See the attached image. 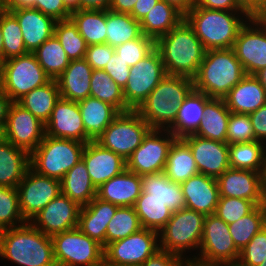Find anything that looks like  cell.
Instances as JSON below:
<instances>
[{
  "instance_id": "cell-73",
  "label": "cell",
  "mask_w": 266,
  "mask_h": 266,
  "mask_svg": "<svg viewBox=\"0 0 266 266\" xmlns=\"http://www.w3.org/2000/svg\"><path fill=\"white\" fill-rule=\"evenodd\" d=\"M4 1L0 0V14L4 11Z\"/></svg>"
},
{
  "instance_id": "cell-26",
  "label": "cell",
  "mask_w": 266,
  "mask_h": 266,
  "mask_svg": "<svg viewBox=\"0 0 266 266\" xmlns=\"http://www.w3.org/2000/svg\"><path fill=\"white\" fill-rule=\"evenodd\" d=\"M118 207L96 196L88 205L81 207L78 228L105 247L107 225Z\"/></svg>"
},
{
  "instance_id": "cell-65",
  "label": "cell",
  "mask_w": 266,
  "mask_h": 266,
  "mask_svg": "<svg viewBox=\"0 0 266 266\" xmlns=\"http://www.w3.org/2000/svg\"><path fill=\"white\" fill-rule=\"evenodd\" d=\"M174 5L184 15L195 5L196 0H164Z\"/></svg>"
},
{
  "instance_id": "cell-49",
  "label": "cell",
  "mask_w": 266,
  "mask_h": 266,
  "mask_svg": "<svg viewBox=\"0 0 266 266\" xmlns=\"http://www.w3.org/2000/svg\"><path fill=\"white\" fill-rule=\"evenodd\" d=\"M256 207L257 205L248 199L220 197L214 214L227 224H230L246 216Z\"/></svg>"
},
{
  "instance_id": "cell-67",
  "label": "cell",
  "mask_w": 266,
  "mask_h": 266,
  "mask_svg": "<svg viewBox=\"0 0 266 266\" xmlns=\"http://www.w3.org/2000/svg\"><path fill=\"white\" fill-rule=\"evenodd\" d=\"M182 266H225V265H221V264H213V263H204V262H201L197 259H190V258H185L183 263H182Z\"/></svg>"
},
{
  "instance_id": "cell-5",
  "label": "cell",
  "mask_w": 266,
  "mask_h": 266,
  "mask_svg": "<svg viewBox=\"0 0 266 266\" xmlns=\"http://www.w3.org/2000/svg\"><path fill=\"white\" fill-rule=\"evenodd\" d=\"M245 75L232 48L207 50L193 78L194 90L223 99Z\"/></svg>"
},
{
  "instance_id": "cell-70",
  "label": "cell",
  "mask_w": 266,
  "mask_h": 266,
  "mask_svg": "<svg viewBox=\"0 0 266 266\" xmlns=\"http://www.w3.org/2000/svg\"><path fill=\"white\" fill-rule=\"evenodd\" d=\"M261 207L264 211H266V176H263Z\"/></svg>"
},
{
  "instance_id": "cell-53",
  "label": "cell",
  "mask_w": 266,
  "mask_h": 266,
  "mask_svg": "<svg viewBox=\"0 0 266 266\" xmlns=\"http://www.w3.org/2000/svg\"><path fill=\"white\" fill-rule=\"evenodd\" d=\"M114 53L115 48L106 43L89 45L84 59L93 70L103 69Z\"/></svg>"
},
{
  "instance_id": "cell-50",
  "label": "cell",
  "mask_w": 266,
  "mask_h": 266,
  "mask_svg": "<svg viewBox=\"0 0 266 266\" xmlns=\"http://www.w3.org/2000/svg\"><path fill=\"white\" fill-rule=\"evenodd\" d=\"M155 48V41L150 37L141 35L137 39L130 40L115 47V53L132 67L142 60Z\"/></svg>"
},
{
  "instance_id": "cell-60",
  "label": "cell",
  "mask_w": 266,
  "mask_h": 266,
  "mask_svg": "<svg viewBox=\"0 0 266 266\" xmlns=\"http://www.w3.org/2000/svg\"><path fill=\"white\" fill-rule=\"evenodd\" d=\"M249 20L254 22L257 25L266 27V0H263L249 14Z\"/></svg>"
},
{
  "instance_id": "cell-23",
  "label": "cell",
  "mask_w": 266,
  "mask_h": 266,
  "mask_svg": "<svg viewBox=\"0 0 266 266\" xmlns=\"http://www.w3.org/2000/svg\"><path fill=\"white\" fill-rule=\"evenodd\" d=\"M185 208L205 216L215 213L220 194L215 178L198 173L181 183Z\"/></svg>"
},
{
  "instance_id": "cell-63",
  "label": "cell",
  "mask_w": 266,
  "mask_h": 266,
  "mask_svg": "<svg viewBox=\"0 0 266 266\" xmlns=\"http://www.w3.org/2000/svg\"><path fill=\"white\" fill-rule=\"evenodd\" d=\"M111 0H80V9L108 10Z\"/></svg>"
},
{
  "instance_id": "cell-62",
  "label": "cell",
  "mask_w": 266,
  "mask_h": 266,
  "mask_svg": "<svg viewBox=\"0 0 266 266\" xmlns=\"http://www.w3.org/2000/svg\"><path fill=\"white\" fill-rule=\"evenodd\" d=\"M11 103L12 101L10 98L0 89V127L3 129L6 124L8 109Z\"/></svg>"
},
{
  "instance_id": "cell-64",
  "label": "cell",
  "mask_w": 266,
  "mask_h": 266,
  "mask_svg": "<svg viewBox=\"0 0 266 266\" xmlns=\"http://www.w3.org/2000/svg\"><path fill=\"white\" fill-rule=\"evenodd\" d=\"M5 9L33 7L34 0H3Z\"/></svg>"
},
{
  "instance_id": "cell-30",
  "label": "cell",
  "mask_w": 266,
  "mask_h": 266,
  "mask_svg": "<svg viewBox=\"0 0 266 266\" xmlns=\"http://www.w3.org/2000/svg\"><path fill=\"white\" fill-rule=\"evenodd\" d=\"M30 167V154L9 141L0 142V186L16 188Z\"/></svg>"
},
{
  "instance_id": "cell-10",
  "label": "cell",
  "mask_w": 266,
  "mask_h": 266,
  "mask_svg": "<svg viewBox=\"0 0 266 266\" xmlns=\"http://www.w3.org/2000/svg\"><path fill=\"white\" fill-rule=\"evenodd\" d=\"M150 129L149 124L136 110L120 112L96 142L126 161L141 145Z\"/></svg>"
},
{
  "instance_id": "cell-22",
  "label": "cell",
  "mask_w": 266,
  "mask_h": 266,
  "mask_svg": "<svg viewBox=\"0 0 266 266\" xmlns=\"http://www.w3.org/2000/svg\"><path fill=\"white\" fill-rule=\"evenodd\" d=\"M220 197H237L253 201L257 206L262 202V173L229 167L217 179Z\"/></svg>"
},
{
  "instance_id": "cell-14",
  "label": "cell",
  "mask_w": 266,
  "mask_h": 266,
  "mask_svg": "<svg viewBox=\"0 0 266 266\" xmlns=\"http://www.w3.org/2000/svg\"><path fill=\"white\" fill-rule=\"evenodd\" d=\"M129 73L123 96L126 105L131 110H137L166 75L159 51L154 48L142 60L130 67Z\"/></svg>"
},
{
  "instance_id": "cell-9",
  "label": "cell",
  "mask_w": 266,
  "mask_h": 266,
  "mask_svg": "<svg viewBox=\"0 0 266 266\" xmlns=\"http://www.w3.org/2000/svg\"><path fill=\"white\" fill-rule=\"evenodd\" d=\"M57 266H101L104 247L78 227L51 237Z\"/></svg>"
},
{
  "instance_id": "cell-33",
  "label": "cell",
  "mask_w": 266,
  "mask_h": 266,
  "mask_svg": "<svg viewBox=\"0 0 266 266\" xmlns=\"http://www.w3.org/2000/svg\"><path fill=\"white\" fill-rule=\"evenodd\" d=\"M141 180L142 192L147 193L148 198L162 201L173 212L185 208L181 185L172 182L164 172L142 175Z\"/></svg>"
},
{
  "instance_id": "cell-15",
  "label": "cell",
  "mask_w": 266,
  "mask_h": 266,
  "mask_svg": "<svg viewBox=\"0 0 266 266\" xmlns=\"http://www.w3.org/2000/svg\"><path fill=\"white\" fill-rule=\"evenodd\" d=\"M16 188L22 216L30 222L51 200L61 194V181L39 174L29 167Z\"/></svg>"
},
{
  "instance_id": "cell-20",
  "label": "cell",
  "mask_w": 266,
  "mask_h": 266,
  "mask_svg": "<svg viewBox=\"0 0 266 266\" xmlns=\"http://www.w3.org/2000/svg\"><path fill=\"white\" fill-rule=\"evenodd\" d=\"M46 135L88 143L78 102L60 97L45 124Z\"/></svg>"
},
{
  "instance_id": "cell-27",
  "label": "cell",
  "mask_w": 266,
  "mask_h": 266,
  "mask_svg": "<svg viewBox=\"0 0 266 266\" xmlns=\"http://www.w3.org/2000/svg\"><path fill=\"white\" fill-rule=\"evenodd\" d=\"M223 99L232 113L250 114L266 104V93L254 75L246 74Z\"/></svg>"
},
{
  "instance_id": "cell-58",
  "label": "cell",
  "mask_w": 266,
  "mask_h": 266,
  "mask_svg": "<svg viewBox=\"0 0 266 266\" xmlns=\"http://www.w3.org/2000/svg\"><path fill=\"white\" fill-rule=\"evenodd\" d=\"M195 4L211 10L245 11L239 0H196Z\"/></svg>"
},
{
  "instance_id": "cell-1",
  "label": "cell",
  "mask_w": 266,
  "mask_h": 266,
  "mask_svg": "<svg viewBox=\"0 0 266 266\" xmlns=\"http://www.w3.org/2000/svg\"><path fill=\"white\" fill-rule=\"evenodd\" d=\"M167 75L194 78L205 55V48L194 29L183 19L155 41Z\"/></svg>"
},
{
  "instance_id": "cell-38",
  "label": "cell",
  "mask_w": 266,
  "mask_h": 266,
  "mask_svg": "<svg viewBox=\"0 0 266 266\" xmlns=\"http://www.w3.org/2000/svg\"><path fill=\"white\" fill-rule=\"evenodd\" d=\"M87 46L106 43V10L80 9L70 14Z\"/></svg>"
},
{
  "instance_id": "cell-19",
  "label": "cell",
  "mask_w": 266,
  "mask_h": 266,
  "mask_svg": "<svg viewBox=\"0 0 266 266\" xmlns=\"http://www.w3.org/2000/svg\"><path fill=\"white\" fill-rule=\"evenodd\" d=\"M182 139L189 145L199 173L217 179L230 167L227 143L194 134Z\"/></svg>"
},
{
  "instance_id": "cell-17",
  "label": "cell",
  "mask_w": 266,
  "mask_h": 266,
  "mask_svg": "<svg viewBox=\"0 0 266 266\" xmlns=\"http://www.w3.org/2000/svg\"><path fill=\"white\" fill-rule=\"evenodd\" d=\"M81 206L63 193L51 200L30 223L47 236L78 227Z\"/></svg>"
},
{
  "instance_id": "cell-48",
  "label": "cell",
  "mask_w": 266,
  "mask_h": 266,
  "mask_svg": "<svg viewBox=\"0 0 266 266\" xmlns=\"http://www.w3.org/2000/svg\"><path fill=\"white\" fill-rule=\"evenodd\" d=\"M25 223L27 221L20 210L17 188L0 186V230L18 227Z\"/></svg>"
},
{
  "instance_id": "cell-41",
  "label": "cell",
  "mask_w": 266,
  "mask_h": 266,
  "mask_svg": "<svg viewBox=\"0 0 266 266\" xmlns=\"http://www.w3.org/2000/svg\"><path fill=\"white\" fill-rule=\"evenodd\" d=\"M231 168L252 170L258 173L264 168V142L255 140L228 145Z\"/></svg>"
},
{
  "instance_id": "cell-59",
  "label": "cell",
  "mask_w": 266,
  "mask_h": 266,
  "mask_svg": "<svg viewBox=\"0 0 266 266\" xmlns=\"http://www.w3.org/2000/svg\"><path fill=\"white\" fill-rule=\"evenodd\" d=\"M159 0H137L130 15L140 22Z\"/></svg>"
},
{
  "instance_id": "cell-8",
  "label": "cell",
  "mask_w": 266,
  "mask_h": 266,
  "mask_svg": "<svg viewBox=\"0 0 266 266\" xmlns=\"http://www.w3.org/2000/svg\"><path fill=\"white\" fill-rule=\"evenodd\" d=\"M204 219V214L187 208L174 211L159 232L160 249L186 258L184 252L200 247Z\"/></svg>"
},
{
  "instance_id": "cell-57",
  "label": "cell",
  "mask_w": 266,
  "mask_h": 266,
  "mask_svg": "<svg viewBox=\"0 0 266 266\" xmlns=\"http://www.w3.org/2000/svg\"><path fill=\"white\" fill-rule=\"evenodd\" d=\"M255 139L266 142V104L249 114Z\"/></svg>"
},
{
  "instance_id": "cell-68",
  "label": "cell",
  "mask_w": 266,
  "mask_h": 266,
  "mask_svg": "<svg viewBox=\"0 0 266 266\" xmlns=\"http://www.w3.org/2000/svg\"><path fill=\"white\" fill-rule=\"evenodd\" d=\"M254 76L258 79L259 83L261 84L266 93V67L257 71Z\"/></svg>"
},
{
  "instance_id": "cell-21",
  "label": "cell",
  "mask_w": 266,
  "mask_h": 266,
  "mask_svg": "<svg viewBox=\"0 0 266 266\" xmlns=\"http://www.w3.org/2000/svg\"><path fill=\"white\" fill-rule=\"evenodd\" d=\"M82 159L97 189L126 169V161L120 155L102 147L96 141L86 143Z\"/></svg>"
},
{
  "instance_id": "cell-61",
  "label": "cell",
  "mask_w": 266,
  "mask_h": 266,
  "mask_svg": "<svg viewBox=\"0 0 266 266\" xmlns=\"http://www.w3.org/2000/svg\"><path fill=\"white\" fill-rule=\"evenodd\" d=\"M137 0H111L109 10L130 14Z\"/></svg>"
},
{
  "instance_id": "cell-32",
  "label": "cell",
  "mask_w": 266,
  "mask_h": 266,
  "mask_svg": "<svg viewBox=\"0 0 266 266\" xmlns=\"http://www.w3.org/2000/svg\"><path fill=\"white\" fill-rule=\"evenodd\" d=\"M230 113L224 99L210 98L205 103L203 119L194 135L227 143V125Z\"/></svg>"
},
{
  "instance_id": "cell-76",
  "label": "cell",
  "mask_w": 266,
  "mask_h": 266,
  "mask_svg": "<svg viewBox=\"0 0 266 266\" xmlns=\"http://www.w3.org/2000/svg\"><path fill=\"white\" fill-rule=\"evenodd\" d=\"M258 266H266V258L264 259V261H262V263Z\"/></svg>"
},
{
  "instance_id": "cell-54",
  "label": "cell",
  "mask_w": 266,
  "mask_h": 266,
  "mask_svg": "<svg viewBox=\"0 0 266 266\" xmlns=\"http://www.w3.org/2000/svg\"><path fill=\"white\" fill-rule=\"evenodd\" d=\"M33 8L55 21L70 19L71 12L66 8L63 0H34Z\"/></svg>"
},
{
  "instance_id": "cell-69",
  "label": "cell",
  "mask_w": 266,
  "mask_h": 266,
  "mask_svg": "<svg viewBox=\"0 0 266 266\" xmlns=\"http://www.w3.org/2000/svg\"><path fill=\"white\" fill-rule=\"evenodd\" d=\"M66 8L72 13L80 10V0H63Z\"/></svg>"
},
{
  "instance_id": "cell-35",
  "label": "cell",
  "mask_w": 266,
  "mask_h": 266,
  "mask_svg": "<svg viewBox=\"0 0 266 266\" xmlns=\"http://www.w3.org/2000/svg\"><path fill=\"white\" fill-rule=\"evenodd\" d=\"M60 181L61 193L81 207L88 205L97 196V188L91 181L83 159L70 169Z\"/></svg>"
},
{
  "instance_id": "cell-12",
  "label": "cell",
  "mask_w": 266,
  "mask_h": 266,
  "mask_svg": "<svg viewBox=\"0 0 266 266\" xmlns=\"http://www.w3.org/2000/svg\"><path fill=\"white\" fill-rule=\"evenodd\" d=\"M159 233L146 228L104 247L107 266H140L160 249Z\"/></svg>"
},
{
  "instance_id": "cell-3",
  "label": "cell",
  "mask_w": 266,
  "mask_h": 266,
  "mask_svg": "<svg viewBox=\"0 0 266 266\" xmlns=\"http://www.w3.org/2000/svg\"><path fill=\"white\" fill-rule=\"evenodd\" d=\"M239 14L245 18H240ZM184 19L207 51L233 48L240 28L249 22V14L246 11L211 10L195 4Z\"/></svg>"
},
{
  "instance_id": "cell-31",
  "label": "cell",
  "mask_w": 266,
  "mask_h": 266,
  "mask_svg": "<svg viewBox=\"0 0 266 266\" xmlns=\"http://www.w3.org/2000/svg\"><path fill=\"white\" fill-rule=\"evenodd\" d=\"M184 19V14L174 5L159 0L140 21L142 34L154 41L176 27Z\"/></svg>"
},
{
  "instance_id": "cell-34",
  "label": "cell",
  "mask_w": 266,
  "mask_h": 266,
  "mask_svg": "<svg viewBox=\"0 0 266 266\" xmlns=\"http://www.w3.org/2000/svg\"><path fill=\"white\" fill-rule=\"evenodd\" d=\"M210 98L204 93L192 90L178 109L175 124L169 129L177 138L194 134L204 116L205 103Z\"/></svg>"
},
{
  "instance_id": "cell-13",
  "label": "cell",
  "mask_w": 266,
  "mask_h": 266,
  "mask_svg": "<svg viewBox=\"0 0 266 266\" xmlns=\"http://www.w3.org/2000/svg\"><path fill=\"white\" fill-rule=\"evenodd\" d=\"M176 138L170 130L150 129L126 160V169L140 176L164 172L169 148Z\"/></svg>"
},
{
  "instance_id": "cell-39",
  "label": "cell",
  "mask_w": 266,
  "mask_h": 266,
  "mask_svg": "<svg viewBox=\"0 0 266 266\" xmlns=\"http://www.w3.org/2000/svg\"><path fill=\"white\" fill-rule=\"evenodd\" d=\"M106 44L116 47L142 35L140 22L130 14L106 10Z\"/></svg>"
},
{
  "instance_id": "cell-36",
  "label": "cell",
  "mask_w": 266,
  "mask_h": 266,
  "mask_svg": "<svg viewBox=\"0 0 266 266\" xmlns=\"http://www.w3.org/2000/svg\"><path fill=\"white\" fill-rule=\"evenodd\" d=\"M164 173L178 184L199 173L191 149L182 138H176L170 146Z\"/></svg>"
},
{
  "instance_id": "cell-46",
  "label": "cell",
  "mask_w": 266,
  "mask_h": 266,
  "mask_svg": "<svg viewBox=\"0 0 266 266\" xmlns=\"http://www.w3.org/2000/svg\"><path fill=\"white\" fill-rule=\"evenodd\" d=\"M142 228L139 217L131 206H120L106 229V245L139 231Z\"/></svg>"
},
{
  "instance_id": "cell-74",
  "label": "cell",
  "mask_w": 266,
  "mask_h": 266,
  "mask_svg": "<svg viewBox=\"0 0 266 266\" xmlns=\"http://www.w3.org/2000/svg\"><path fill=\"white\" fill-rule=\"evenodd\" d=\"M4 139V131L3 128L0 127V142Z\"/></svg>"
},
{
  "instance_id": "cell-2",
  "label": "cell",
  "mask_w": 266,
  "mask_h": 266,
  "mask_svg": "<svg viewBox=\"0 0 266 266\" xmlns=\"http://www.w3.org/2000/svg\"><path fill=\"white\" fill-rule=\"evenodd\" d=\"M0 257L20 266H57L51 237L30 222L0 230Z\"/></svg>"
},
{
  "instance_id": "cell-11",
  "label": "cell",
  "mask_w": 266,
  "mask_h": 266,
  "mask_svg": "<svg viewBox=\"0 0 266 266\" xmlns=\"http://www.w3.org/2000/svg\"><path fill=\"white\" fill-rule=\"evenodd\" d=\"M199 250V257H192L204 263L235 266L240 256L229 225L215 214L205 216Z\"/></svg>"
},
{
  "instance_id": "cell-66",
  "label": "cell",
  "mask_w": 266,
  "mask_h": 266,
  "mask_svg": "<svg viewBox=\"0 0 266 266\" xmlns=\"http://www.w3.org/2000/svg\"><path fill=\"white\" fill-rule=\"evenodd\" d=\"M263 0H239L243 9L250 14Z\"/></svg>"
},
{
  "instance_id": "cell-75",
  "label": "cell",
  "mask_w": 266,
  "mask_h": 266,
  "mask_svg": "<svg viewBox=\"0 0 266 266\" xmlns=\"http://www.w3.org/2000/svg\"><path fill=\"white\" fill-rule=\"evenodd\" d=\"M2 66H3V60L0 58V80L2 76Z\"/></svg>"
},
{
  "instance_id": "cell-6",
  "label": "cell",
  "mask_w": 266,
  "mask_h": 266,
  "mask_svg": "<svg viewBox=\"0 0 266 266\" xmlns=\"http://www.w3.org/2000/svg\"><path fill=\"white\" fill-rule=\"evenodd\" d=\"M86 143L45 135L30 154V167L37 173L61 180L81 159Z\"/></svg>"
},
{
  "instance_id": "cell-52",
  "label": "cell",
  "mask_w": 266,
  "mask_h": 266,
  "mask_svg": "<svg viewBox=\"0 0 266 266\" xmlns=\"http://www.w3.org/2000/svg\"><path fill=\"white\" fill-rule=\"evenodd\" d=\"M266 258V226L263 227L250 242L240 251L235 266H258Z\"/></svg>"
},
{
  "instance_id": "cell-44",
  "label": "cell",
  "mask_w": 266,
  "mask_h": 266,
  "mask_svg": "<svg viewBox=\"0 0 266 266\" xmlns=\"http://www.w3.org/2000/svg\"><path fill=\"white\" fill-rule=\"evenodd\" d=\"M228 225L234 244L241 251L254 235L266 226V213L261 205H258L252 212Z\"/></svg>"
},
{
  "instance_id": "cell-56",
  "label": "cell",
  "mask_w": 266,
  "mask_h": 266,
  "mask_svg": "<svg viewBox=\"0 0 266 266\" xmlns=\"http://www.w3.org/2000/svg\"><path fill=\"white\" fill-rule=\"evenodd\" d=\"M184 258L159 249L140 266H182Z\"/></svg>"
},
{
  "instance_id": "cell-71",
  "label": "cell",
  "mask_w": 266,
  "mask_h": 266,
  "mask_svg": "<svg viewBox=\"0 0 266 266\" xmlns=\"http://www.w3.org/2000/svg\"><path fill=\"white\" fill-rule=\"evenodd\" d=\"M264 168H263V172H262V176H266V143H264Z\"/></svg>"
},
{
  "instance_id": "cell-43",
  "label": "cell",
  "mask_w": 266,
  "mask_h": 266,
  "mask_svg": "<svg viewBox=\"0 0 266 266\" xmlns=\"http://www.w3.org/2000/svg\"><path fill=\"white\" fill-rule=\"evenodd\" d=\"M90 97L107 102L120 112L131 110L124 100L123 89L103 69L92 71Z\"/></svg>"
},
{
  "instance_id": "cell-47",
  "label": "cell",
  "mask_w": 266,
  "mask_h": 266,
  "mask_svg": "<svg viewBox=\"0 0 266 266\" xmlns=\"http://www.w3.org/2000/svg\"><path fill=\"white\" fill-rule=\"evenodd\" d=\"M54 35L58 38L70 61L85 57L87 44L71 19L56 21Z\"/></svg>"
},
{
  "instance_id": "cell-7",
  "label": "cell",
  "mask_w": 266,
  "mask_h": 266,
  "mask_svg": "<svg viewBox=\"0 0 266 266\" xmlns=\"http://www.w3.org/2000/svg\"><path fill=\"white\" fill-rule=\"evenodd\" d=\"M50 80L35 55L29 52L3 61L0 89L12 102H17L25 94Z\"/></svg>"
},
{
  "instance_id": "cell-72",
  "label": "cell",
  "mask_w": 266,
  "mask_h": 266,
  "mask_svg": "<svg viewBox=\"0 0 266 266\" xmlns=\"http://www.w3.org/2000/svg\"><path fill=\"white\" fill-rule=\"evenodd\" d=\"M2 50H3V37H2V32L0 29V58L2 59Z\"/></svg>"
},
{
  "instance_id": "cell-40",
  "label": "cell",
  "mask_w": 266,
  "mask_h": 266,
  "mask_svg": "<svg viewBox=\"0 0 266 266\" xmlns=\"http://www.w3.org/2000/svg\"><path fill=\"white\" fill-rule=\"evenodd\" d=\"M142 228L160 232L169 221L173 211L158 199L148 198V194L141 192L134 204Z\"/></svg>"
},
{
  "instance_id": "cell-55",
  "label": "cell",
  "mask_w": 266,
  "mask_h": 266,
  "mask_svg": "<svg viewBox=\"0 0 266 266\" xmlns=\"http://www.w3.org/2000/svg\"><path fill=\"white\" fill-rule=\"evenodd\" d=\"M103 70L108 73L112 80L124 89L130 75V66L127 62H124L119 55L114 53Z\"/></svg>"
},
{
  "instance_id": "cell-25",
  "label": "cell",
  "mask_w": 266,
  "mask_h": 266,
  "mask_svg": "<svg viewBox=\"0 0 266 266\" xmlns=\"http://www.w3.org/2000/svg\"><path fill=\"white\" fill-rule=\"evenodd\" d=\"M141 192V176L125 169L121 174L103 183L97 189V197L119 207H133Z\"/></svg>"
},
{
  "instance_id": "cell-37",
  "label": "cell",
  "mask_w": 266,
  "mask_h": 266,
  "mask_svg": "<svg viewBox=\"0 0 266 266\" xmlns=\"http://www.w3.org/2000/svg\"><path fill=\"white\" fill-rule=\"evenodd\" d=\"M60 98L57 81L51 79L45 85L35 88L20 98L17 103L30 111L44 124L50 119L56 101Z\"/></svg>"
},
{
  "instance_id": "cell-4",
  "label": "cell",
  "mask_w": 266,
  "mask_h": 266,
  "mask_svg": "<svg viewBox=\"0 0 266 266\" xmlns=\"http://www.w3.org/2000/svg\"><path fill=\"white\" fill-rule=\"evenodd\" d=\"M193 89L192 78L166 74L136 111L151 129L169 130L181 103Z\"/></svg>"
},
{
  "instance_id": "cell-16",
  "label": "cell",
  "mask_w": 266,
  "mask_h": 266,
  "mask_svg": "<svg viewBox=\"0 0 266 266\" xmlns=\"http://www.w3.org/2000/svg\"><path fill=\"white\" fill-rule=\"evenodd\" d=\"M4 131V139L31 154L46 135L45 124L17 102H12Z\"/></svg>"
},
{
  "instance_id": "cell-42",
  "label": "cell",
  "mask_w": 266,
  "mask_h": 266,
  "mask_svg": "<svg viewBox=\"0 0 266 266\" xmlns=\"http://www.w3.org/2000/svg\"><path fill=\"white\" fill-rule=\"evenodd\" d=\"M32 53L51 79L58 78L70 63L67 53L54 34Z\"/></svg>"
},
{
  "instance_id": "cell-51",
  "label": "cell",
  "mask_w": 266,
  "mask_h": 266,
  "mask_svg": "<svg viewBox=\"0 0 266 266\" xmlns=\"http://www.w3.org/2000/svg\"><path fill=\"white\" fill-rule=\"evenodd\" d=\"M249 114L230 113L227 125V144L255 141Z\"/></svg>"
},
{
  "instance_id": "cell-29",
  "label": "cell",
  "mask_w": 266,
  "mask_h": 266,
  "mask_svg": "<svg viewBox=\"0 0 266 266\" xmlns=\"http://www.w3.org/2000/svg\"><path fill=\"white\" fill-rule=\"evenodd\" d=\"M78 106L85 132L88 134V142L96 141L120 114L116 107L92 97L78 102Z\"/></svg>"
},
{
  "instance_id": "cell-45",
  "label": "cell",
  "mask_w": 266,
  "mask_h": 266,
  "mask_svg": "<svg viewBox=\"0 0 266 266\" xmlns=\"http://www.w3.org/2000/svg\"><path fill=\"white\" fill-rule=\"evenodd\" d=\"M0 29L3 37V61L29 53L24 46L20 25L8 10L4 9L0 14Z\"/></svg>"
},
{
  "instance_id": "cell-18",
  "label": "cell",
  "mask_w": 266,
  "mask_h": 266,
  "mask_svg": "<svg viewBox=\"0 0 266 266\" xmlns=\"http://www.w3.org/2000/svg\"><path fill=\"white\" fill-rule=\"evenodd\" d=\"M249 22L240 28L232 49L245 74L254 75L266 67V27Z\"/></svg>"
},
{
  "instance_id": "cell-28",
  "label": "cell",
  "mask_w": 266,
  "mask_h": 266,
  "mask_svg": "<svg viewBox=\"0 0 266 266\" xmlns=\"http://www.w3.org/2000/svg\"><path fill=\"white\" fill-rule=\"evenodd\" d=\"M92 71L93 68L84 58L70 61L64 72L55 79L60 97L74 102H80L90 97Z\"/></svg>"
},
{
  "instance_id": "cell-24",
  "label": "cell",
  "mask_w": 266,
  "mask_h": 266,
  "mask_svg": "<svg viewBox=\"0 0 266 266\" xmlns=\"http://www.w3.org/2000/svg\"><path fill=\"white\" fill-rule=\"evenodd\" d=\"M18 21L22 31L24 46L30 53L34 52L44 41L54 34L56 21L33 7L5 9Z\"/></svg>"
}]
</instances>
